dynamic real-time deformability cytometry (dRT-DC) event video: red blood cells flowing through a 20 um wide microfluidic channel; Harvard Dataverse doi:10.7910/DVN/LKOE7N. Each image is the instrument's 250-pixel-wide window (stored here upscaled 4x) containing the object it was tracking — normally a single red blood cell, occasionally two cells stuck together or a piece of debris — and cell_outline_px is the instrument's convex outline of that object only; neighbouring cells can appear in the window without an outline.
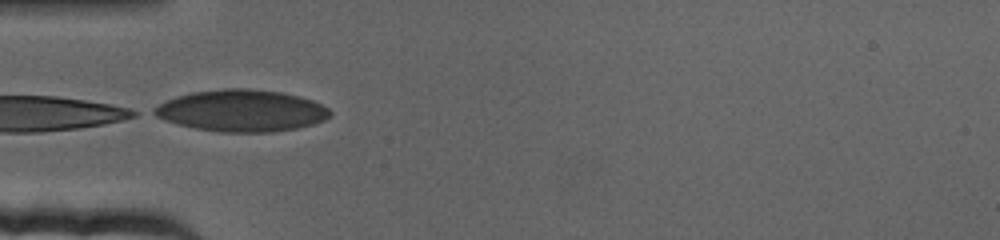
{"species": "human", "species_latin": "Homo sapiens", "temperature_condition": "cold", "stored_images_in_passage": 51, "camera_frame_rate_fps": 3000, "um_per_image_px": 0.085, "donor": {"sex": "female"}, "frame": {"image": 1, "passage_image": 1, "time_ms": 0.0, "image_size_px": [1000, 240], "cell_outline_px": [[332, 116], [324, 120], [312, 124], [296, 128], [272, 132], [220, 132], [196, 128], [176, 124], [164, 120], [148, 112], [160, 104], [176, 96], [192, 92], [224, 88], [244, 88], [280, 92], [300, 96], [312, 100], [328, 108], [332, 112]], "centroid_in_image_um": [20.52, 9.41], "position_along_channel_um": 64.5, "area_um2": 42.83}}
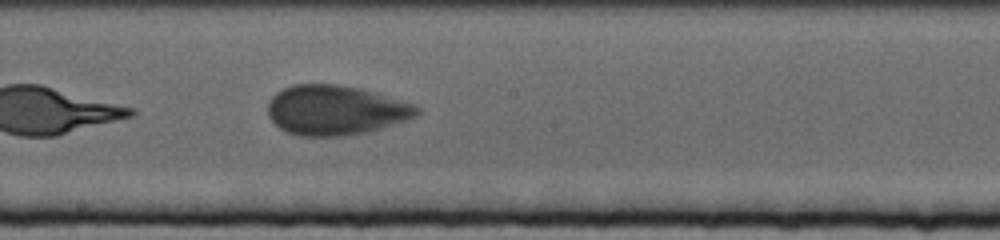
{"frame": {"image": 2, "passage_image": 18, "time_ms": 5.667, "image_size_px": [1000, 240], "cell_outline_px": [[420, 112], [416, 116], [368, 132], [344, 136], [300, 136], [288, 132], [280, 128], [268, 116], [268, 104], [272, 96], [276, 92], [292, 84], [336, 84], [360, 88], [412, 104], [420, 108]], "centroid_in_image_um": [28.48, 9.36], "position_along_channel_um": 219.7, "area_um2": 42.89}}
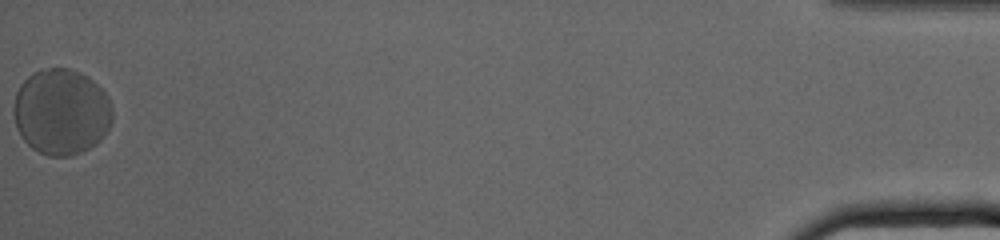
{"frame": {"image": 3, "passage_image": 51, "time_ms": 16.667, "image_size_px": [1000, 240], "cell_outline_px": [[112, 120], [108, 128], [100, 140], [96, 144], [72, 156], [48, 156], [32, 148], [20, 136], [16, 128], [12, 112], [16, 92], [20, 84], [32, 72], [40, 68], [68, 68], [80, 72], [88, 76], [104, 92], [112, 108]], "centroid_in_image_um": [5.17, 9.5], "position_along_channel_um": 430.0, "area_um2": 49.77}}